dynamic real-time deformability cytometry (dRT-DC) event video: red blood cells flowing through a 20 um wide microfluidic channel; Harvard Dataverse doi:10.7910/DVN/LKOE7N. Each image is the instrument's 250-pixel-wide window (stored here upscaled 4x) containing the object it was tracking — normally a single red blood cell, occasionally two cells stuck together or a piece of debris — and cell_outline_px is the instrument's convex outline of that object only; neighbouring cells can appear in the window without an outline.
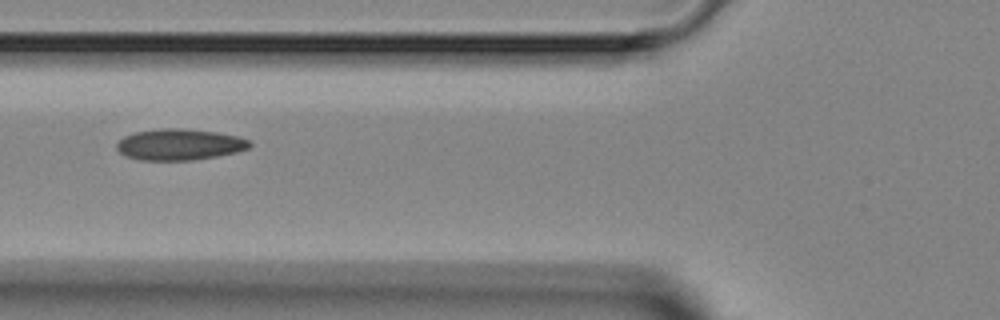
{"species": "Egyptian fruit bat (a non-hibernating species)", "species_latin": "Rousettus aegyptiacus", "temperature_condition": "room temperature", "stored_images_in_passage": 3, "camera_frame_rate_fps": 3000, "um_per_image_px": 0.085, "animal": {"sex": "female"}, "frame": {"image": 1, "passage_image": 2, "time_ms": 1.0, "image_size_px": [1000, 320], "cell_outline_px": [[252, 144], [248, 148], [236, 152], [216, 156], [192, 160], [140, 160], [124, 156], [116, 148], [116, 144], [124, 136], [136, 132], [160, 128], [180, 128], [216, 132], [240, 136], [252, 140]], "centroid_in_image_um": [15.27, 12.28], "position_along_channel_um": 110.5, "area_um2": 24.28}}
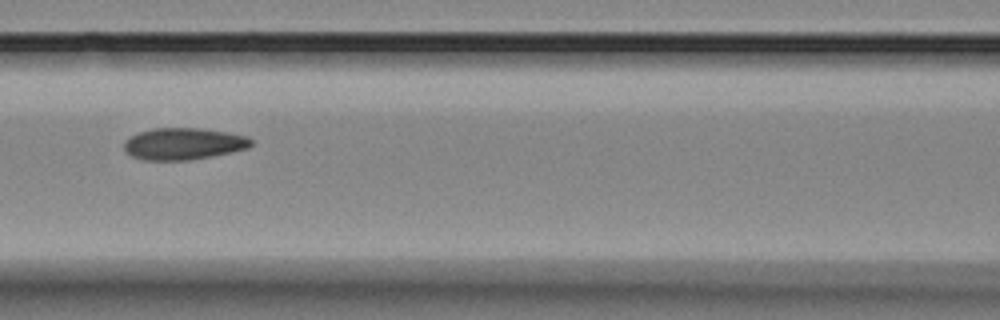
{"frame": {"image": 2, "passage_image": 3, "time_ms": 2.0, "image_size_px": [1000, 320], "cell_outline_px": [[252, 144], [248, 148], [232, 152], [192, 160], [144, 160], [132, 156], [124, 148], [124, 140], [140, 132], [152, 128], [200, 128], [248, 136], [252, 140]], "centroid_in_image_um": [15.61, 12.22], "position_along_channel_um": 151.0, "area_um2": 23.47}}